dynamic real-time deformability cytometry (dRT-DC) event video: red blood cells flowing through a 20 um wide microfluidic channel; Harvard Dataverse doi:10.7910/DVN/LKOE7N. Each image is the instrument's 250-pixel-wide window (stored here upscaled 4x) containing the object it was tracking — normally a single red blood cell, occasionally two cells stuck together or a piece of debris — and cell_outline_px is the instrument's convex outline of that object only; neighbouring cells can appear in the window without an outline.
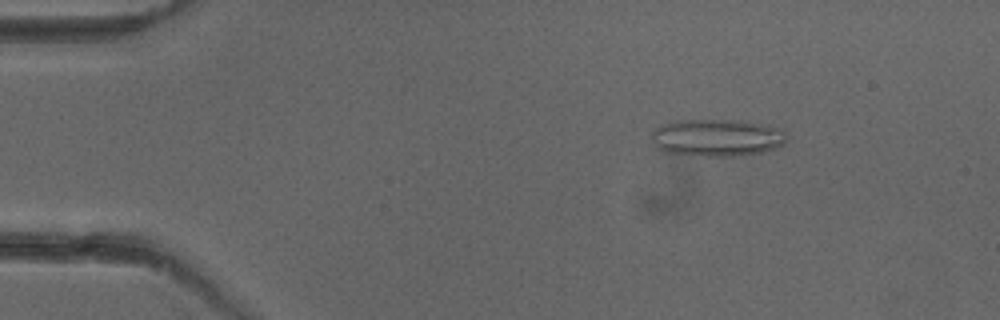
{"species": "common noctule bat (a hibernating species)", "species_latin": "Nyctalus noctula", "temperature_condition": "cold", "stored_images_in_passage": 45, "camera_frame_rate_fps": 3000, "um_per_image_px": 0.085, "animal": {"sex": "female"}, "frame": {"image": 1, "passage_image": 1, "time_ms": 0.0, "image_size_px": [1000, 320], "cell_outline_px": [[788, 140], [784, 144], [776, 148], [764, 152], [732, 156], [700, 156], [664, 152], [656, 148], [652, 140], [652, 132], [660, 124], [676, 120], [740, 120], [768, 124], [784, 128]], "centroid_in_image_um": [60.98, 11.69], "position_along_channel_um": 24.0, "area_um2": 30.0}}
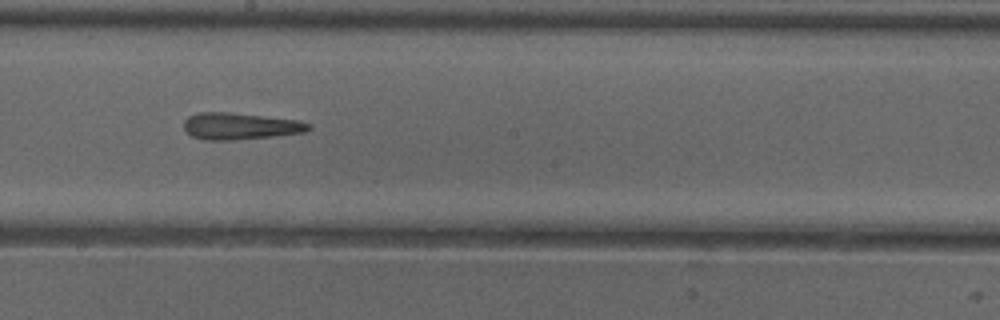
{"frame": {"image": 2, "passage_image": 22, "time_ms": 7.0, "image_size_px": [1000, 320], "cell_outline_px": [[312, 128], [304, 132], [276, 136], [232, 140], [204, 140], [192, 136], [184, 128], [184, 120], [188, 116], [200, 112], [232, 112], [300, 120], [312, 124]], "centroid_in_image_um": [20.44, 10.71], "position_along_channel_um": 227.8, "area_um2": 19.65}}
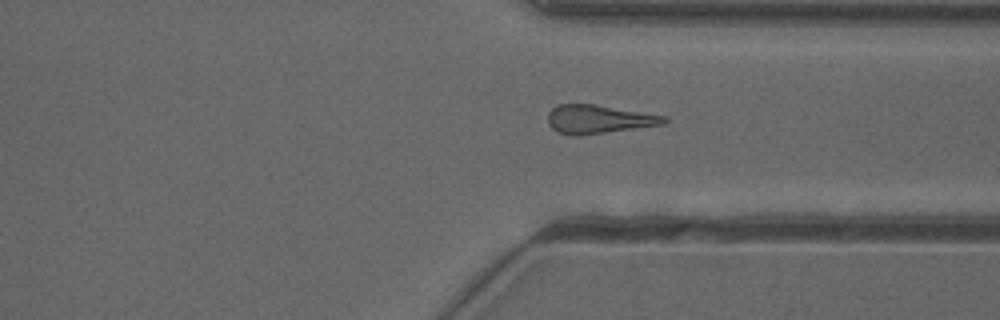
{"frame": {"image": 3, "passage_image": 32, "time_ms": 10.333, "image_size_px": [1000, 320], "cell_outline_px": [[668, 120], [664, 124], [580, 136], [572, 136], [556, 132], [548, 124], [548, 112], [556, 104], [592, 104], [668, 116]], "centroid_in_image_um": [50.85, 10.14], "position_along_channel_um": 360.5, "area_um2": 19.48}, "authors_computed_cell_mechanics": {"area_um2": 19.4786, "velocity_mm_per_s": 4.0017, "shape_relaxation_time_tau1_ms": null, "shape_relaxation_time_tau2_ms": 10.1508, "deformation_change_tau1": null, "deformation_change_tau2": 0.3291}}